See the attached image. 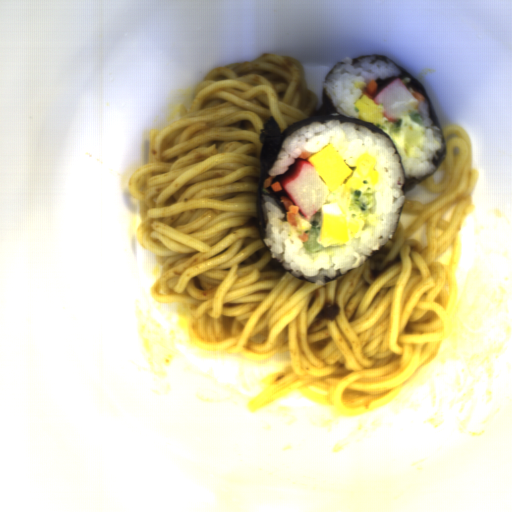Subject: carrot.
<instances>
[{
    "label": "carrot",
    "mask_w": 512,
    "mask_h": 512,
    "mask_svg": "<svg viewBox=\"0 0 512 512\" xmlns=\"http://www.w3.org/2000/svg\"><path fill=\"white\" fill-rule=\"evenodd\" d=\"M263 189H267L271 187L272 191L282 204L285 210V218L287 223L291 224L294 227H298L299 220L297 218L300 213V208L298 205H294L291 199L289 198L284 186L281 184L279 179L273 182L272 176L267 177L262 181Z\"/></svg>",
    "instance_id": "carrot-1"
},
{
    "label": "carrot",
    "mask_w": 512,
    "mask_h": 512,
    "mask_svg": "<svg viewBox=\"0 0 512 512\" xmlns=\"http://www.w3.org/2000/svg\"><path fill=\"white\" fill-rule=\"evenodd\" d=\"M364 95L373 100L381 91L379 89V83L373 78L366 84L365 88L362 89Z\"/></svg>",
    "instance_id": "carrot-2"
},
{
    "label": "carrot",
    "mask_w": 512,
    "mask_h": 512,
    "mask_svg": "<svg viewBox=\"0 0 512 512\" xmlns=\"http://www.w3.org/2000/svg\"><path fill=\"white\" fill-rule=\"evenodd\" d=\"M419 102H424L427 99L422 92H412L411 93Z\"/></svg>",
    "instance_id": "carrot-3"
}]
</instances>
